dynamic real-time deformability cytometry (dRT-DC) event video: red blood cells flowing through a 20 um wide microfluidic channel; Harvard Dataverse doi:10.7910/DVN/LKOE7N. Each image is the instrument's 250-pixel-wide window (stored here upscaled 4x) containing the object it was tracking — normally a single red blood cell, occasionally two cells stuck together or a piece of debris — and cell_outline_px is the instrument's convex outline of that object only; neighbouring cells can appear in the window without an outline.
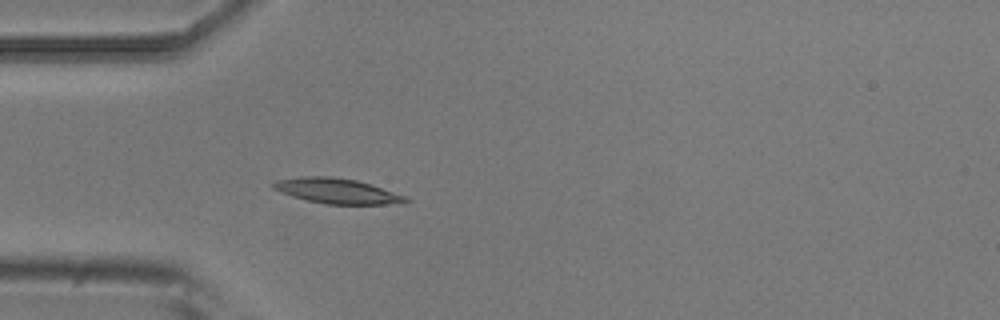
{"species": "common noctule bat (a hibernating species)", "species_latin": "Nyctalus noctula", "temperature_condition": "room temperature", "stored_images_in_passage": 5, "camera_frame_rate_fps": 3000, "um_per_image_px": 0.085, "animal": {"sex": "male", "body_mass_g": 20.5, "forearm_length_mm": 52.5}, "frame": {"image": 1, "passage_image": 5, "time_ms": 1.333, "image_size_px": [1000, 320], "cell_outline_px": [[412, 200], [408, 204], [324, 204], [292, 196], [280, 192], [272, 188], [272, 184], [276, 180], [304, 176], [332, 176], [356, 180], [372, 184], [408, 196]], "centroid_in_image_um": [28.74, 16.24], "position_along_channel_um": 56.3, "area_um2": 19.77}}